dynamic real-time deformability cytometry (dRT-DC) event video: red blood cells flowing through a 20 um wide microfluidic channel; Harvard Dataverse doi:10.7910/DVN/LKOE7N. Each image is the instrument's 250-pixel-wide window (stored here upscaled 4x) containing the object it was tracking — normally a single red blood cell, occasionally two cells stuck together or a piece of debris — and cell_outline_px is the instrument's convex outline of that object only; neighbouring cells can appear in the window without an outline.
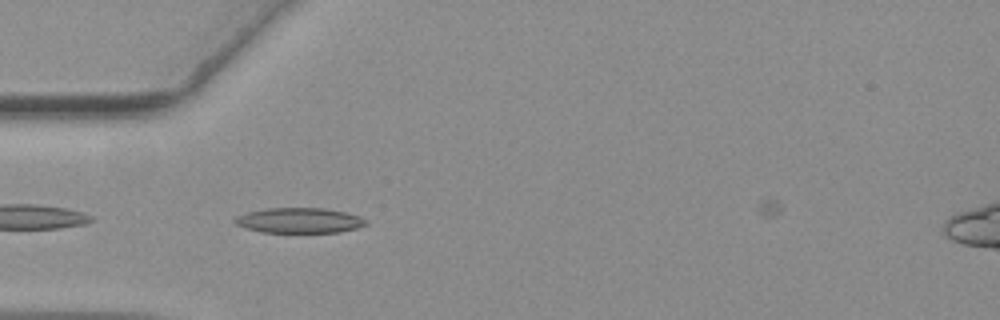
{"species": "common noctule bat (a hibernating species)", "species_latin": "Nyctalus noctula", "temperature_condition": "warm", "stored_images_in_passage": 41, "camera_frame_rate_fps": 3000, "um_per_image_px": 0.085, "animal": {"sex": "female", "body_mass_g": 19.3, "forearm_length_mm": 54.1}, "frame": {"image": 1, "passage_image": 2, "time_ms": 0.333, "image_size_px": [1000, 320], "cell_outline_px": [[368, 224], [356, 228], [340, 232], [260, 232], [244, 228], [236, 224], [232, 220], [236, 216], [248, 212], [268, 208], [324, 208], [344, 212], [360, 216], [368, 220]], "centroid_in_image_um": [25.44, 18.74], "position_along_channel_um": 59.6, "area_um2": 19.31}}
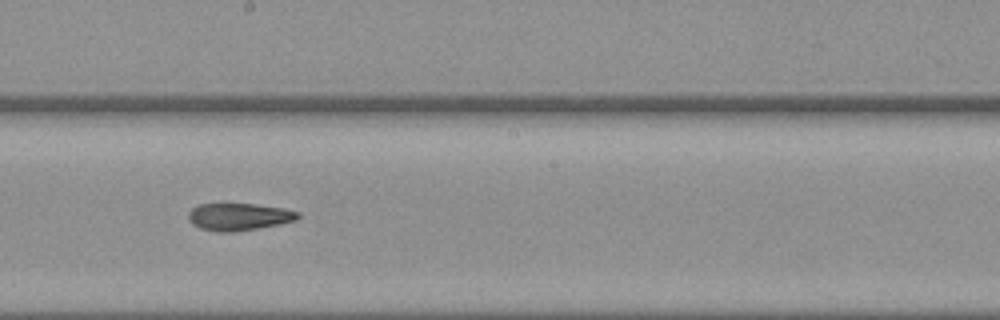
{"frame": {"image": 2, "passage_image": 16, "time_ms": 5.0, "image_size_px": [1000, 320], "cell_outline_px": [[300, 216], [296, 220], [280, 224], [232, 232], [216, 232], [200, 228], [192, 224], [188, 220], [188, 212], [196, 204], [220, 200], [256, 204], [284, 208], [300, 212]], "centroid_in_image_um": [20.23, 18.36], "position_along_channel_um": 228.0, "area_um2": 18.38}}
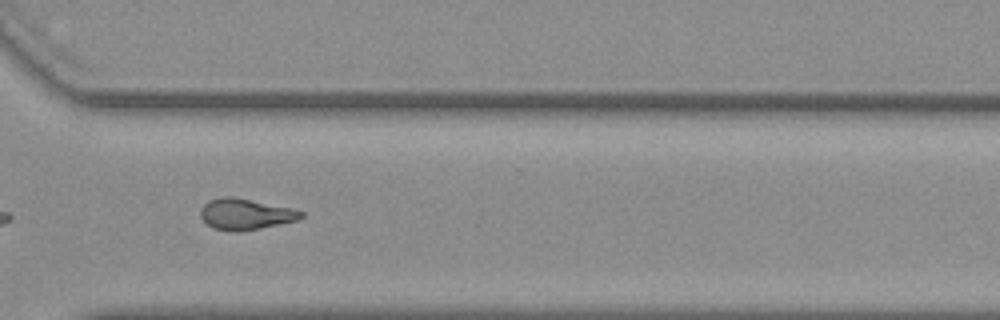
{"frame": {"image": 3, "passage_image": 26, "time_ms": 8.333, "image_size_px": [1000, 320], "cell_outline_px": [[304, 216], [296, 220], [260, 228], [236, 232], [212, 228], [200, 216], [200, 208], [208, 200], [220, 196], [232, 196], [292, 208], [304, 212]], "centroid_in_image_um": [20.83, 18.19], "position_along_channel_um": 349.8, "area_um2": 18.15}}